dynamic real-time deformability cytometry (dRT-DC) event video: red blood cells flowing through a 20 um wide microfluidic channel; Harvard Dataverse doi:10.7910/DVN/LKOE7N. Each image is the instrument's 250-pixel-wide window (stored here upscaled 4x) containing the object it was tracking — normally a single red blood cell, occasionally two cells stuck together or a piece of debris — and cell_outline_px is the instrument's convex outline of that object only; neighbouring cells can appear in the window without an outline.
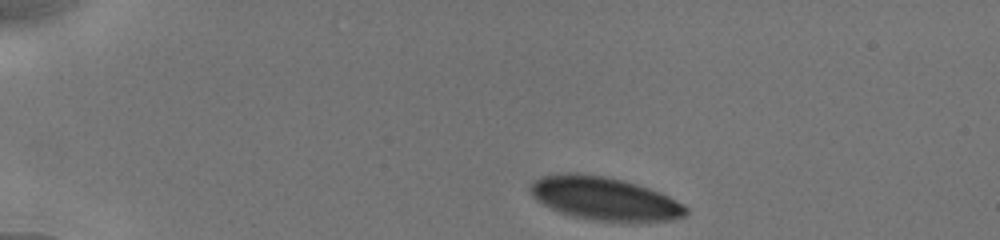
{"species": "human", "species_latin": "Homo sapiens", "temperature_condition": "cold", "stored_images_in_passage": 32, "camera_frame_rate_fps": 3000, "um_per_image_px": 0.085, "donor": {"sex": "male"}, "frame": {"image": 1, "passage_image": 1, "time_ms": 0.0, "image_size_px": [1000, 240], "cell_outline_px": [[688, 212], [684, 216], [672, 220], [604, 220], [576, 216], [560, 212], [536, 200], [532, 196], [528, 188], [528, 184], [532, 180], [540, 176], [564, 172], [576, 172], [604, 176], [624, 180], [660, 192], [684, 204], [688, 208]], "centroid_in_image_um": [51.32, 16.83], "position_along_channel_um": 33.7, "area_um2": 38.78}}
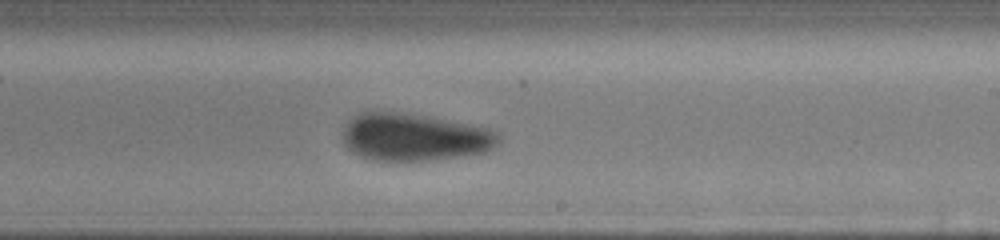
{"frame": {"image": 2, "passage_image": 18, "time_ms": 7.667, "image_size_px": [1000, 240], "cell_outline_px": [[500, 140], [492, 148], [484, 152], [436, 160], [372, 160], [360, 156], [352, 152], [344, 144], [344, 128], [348, 120], [352, 116], [360, 112], [396, 112], [428, 116], [488, 128], [500, 132]], "centroid_in_image_um": [35.21, 11.65], "position_along_channel_um": 253.8, "area_um2": 43.0}}
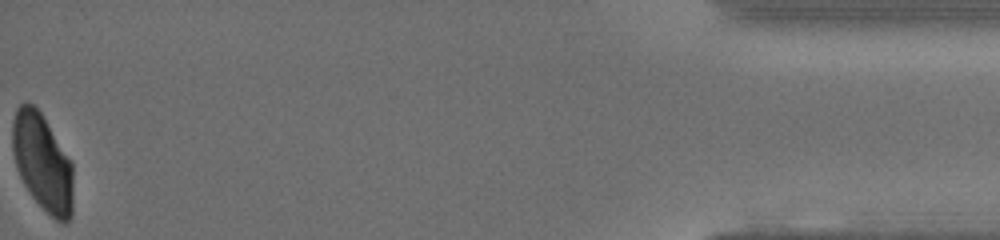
{"frame": {"image": 3, "passage_image": 32, "time_ms": 14.333, "image_size_px": [1000, 240], "cell_outline_px": [[72, 216], [64, 224], [60, 224], [32, 196], [24, 184], [16, 168], [12, 152], [12, 120], [16, 108], [24, 100], [32, 104], [40, 112], [72, 164]], "centroid_in_image_um": [3.58, 13.8], "position_along_channel_um": 431.6, "area_um2": 34.1}, "authors_computed_cell_mechanics": {"area_um2": 41.9628, "velocity_mm_per_s": 3.8685, "shape_relaxation_time_tau1_ms": 3.1662, "shape_relaxation_time_tau2_ms": 0.9429, "deformation_change_tau1": 0.0945, "deformation_change_tau2": 0.0394}}